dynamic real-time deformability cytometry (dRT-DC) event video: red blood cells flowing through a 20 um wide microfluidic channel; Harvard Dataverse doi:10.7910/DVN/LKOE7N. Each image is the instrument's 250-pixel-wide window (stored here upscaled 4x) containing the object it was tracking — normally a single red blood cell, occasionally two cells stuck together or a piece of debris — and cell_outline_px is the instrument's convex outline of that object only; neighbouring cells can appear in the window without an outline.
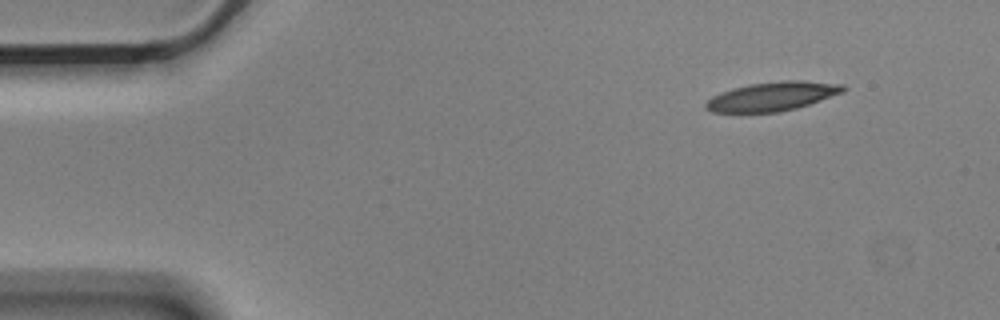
{"species": "Egyptian fruit bat (a non-hibernating species)", "species_latin": "Rousettus aegyptiacus", "temperature_condition": "cold", "stored_images_in_passage": 4, "camera_frame_rate_fps": 3000, "um_per_image_px": 0.085, "animal": {"sex": "male"}, "frame": {"image": 1, "passage_image": 1, "time_ms": 0.0, "image_size_px": [1000, 320], "cell_outline_px": [[848, 88], [844, 92], [796, 108], [780, 112], [712, 112], [704, 108], [704, 104], [712, 96], [720, 92], [732, 88], [748, 84], [788, 80], [804, 80], [844, 84]], "centroid_in_image_um": [65.65, 8.18], "position_along_channel_um": 19.3, "area_um2": 23.29}}
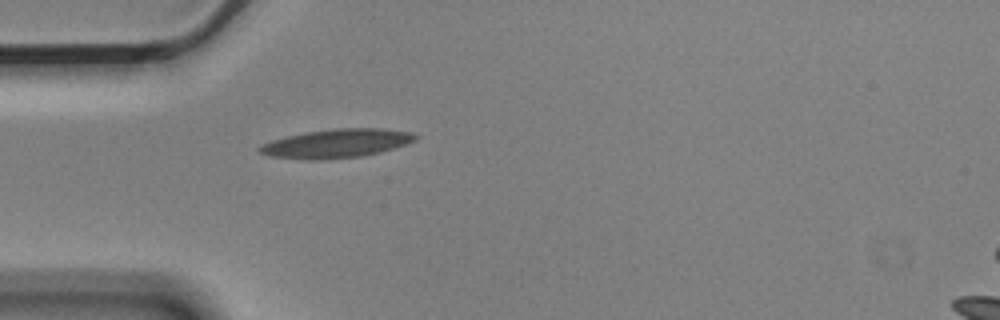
{"frame": {"image": 2, "passage_image": 4, "time_ms": 1.0, "image_size_px": [1000, 320], "cell_outline_px": [[416, 140], [380, 152], [360, 156], [320, 160], [308, 160], [268, 156], [260, 152], [256, 148], [260, 144], [272, 140], [304, 132], [332, 128], [384, 128], [408, 132], [416, 136]], "centroid_in_image_um": [28.52, 12.19], "position_along_channel_um": 56.5, "area_um2": 26.01}}